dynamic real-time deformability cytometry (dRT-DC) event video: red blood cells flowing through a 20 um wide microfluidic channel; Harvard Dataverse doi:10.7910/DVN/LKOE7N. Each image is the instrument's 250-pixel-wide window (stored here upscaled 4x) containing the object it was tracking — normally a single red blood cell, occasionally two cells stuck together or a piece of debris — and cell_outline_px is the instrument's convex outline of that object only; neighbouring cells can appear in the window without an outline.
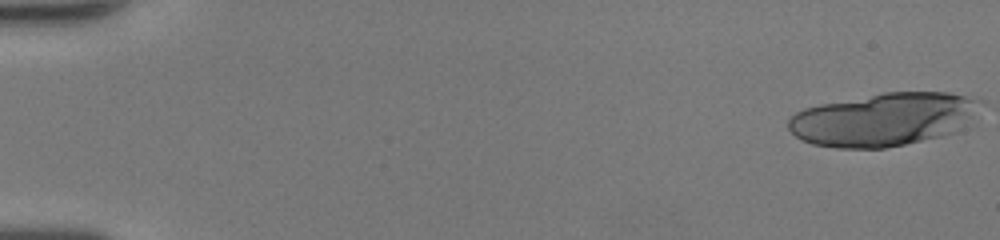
{"species": "human", "species_latin": "Homo sapiens", "temperature_condition": "room temperature", "stored_images_in_passage": 17, "camera_frame_rate_fps": 3000, "um_per_image_px": 0.085, "donor": {"sex": "female"}, "frame": {"image": 1, "passage_image": 1, "time_ms": 0.0, "image_size_px": [1000, 240], "cell_outline_px": [[972, 100], [952, 132], [944, 136], [884, 148], [836, 148], [812, 144], [796, 136], [788, 128], [788, 120], [796, 112], [804, 108], [820, 104], [884, 92], [948, 92], [964, 96]], "centroid_in_image_um": [74.79, 10.17], "position_along_channel_um": 10.2, "area_um2": 56.82}}
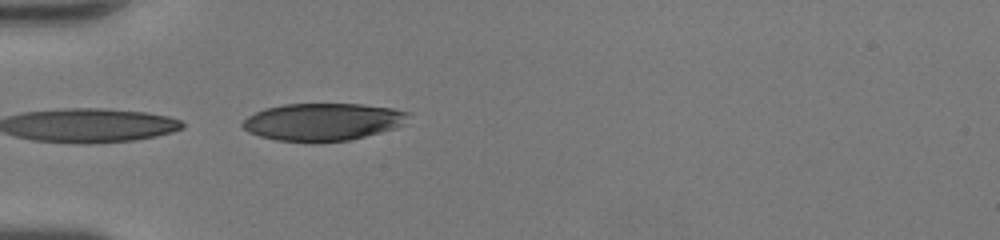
{"frame": {"image": 2, "passage_image": 17, "time_ms": 5.333, "image_size_px": [1000, 240], "cell_outline_px": [[408, 112], [404, 124], [396, 128], [348, 140], [312, 144], [276, 140], [260, 136], [248, 132], [240, 124], [248, 116], [264, 108], [284, 104], [360, 104], [392, 108]], "centroid_in_image_um": [27.39, 10.38], "position_along_channel_um": 57.6, "area_um2": 36.47}}